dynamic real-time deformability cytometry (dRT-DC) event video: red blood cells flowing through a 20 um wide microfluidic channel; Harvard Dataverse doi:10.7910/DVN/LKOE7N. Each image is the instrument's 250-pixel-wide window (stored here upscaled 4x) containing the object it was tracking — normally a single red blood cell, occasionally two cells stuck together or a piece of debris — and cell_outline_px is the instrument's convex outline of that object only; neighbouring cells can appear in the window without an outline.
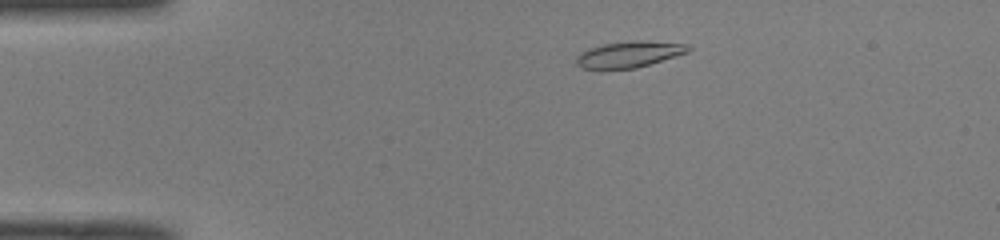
{"species": "common noctule bat (a hibernating species)", "species_latin": "Nyctalus noctula", "temperature_condition": "room temperature", "stored_images_in_passage": 45, "camera_frame_rate_fps": 3000, "um_per_image_px": 0.085, "animal": {"sex": "male", "body_mass_g": 19.0, "forearm_length_mm": 50.8}, "frame": {"image": 1, "passage_image": 5, "time_ms": 1.333, "image_size_px": [1000, 240], "cell_outline_px": [[692, 48], [688, 52], [676, 56], [636, 68], [580, 68], [576, 64], [576, 56], [580, 52], [588, 48], [604, 44], [636, 40], [640, 40], [688, 44]], "centroid_in_image_um": [53.48, 4.6], "position_along_channel_um": 31.5, "area_um2": 16.94}}
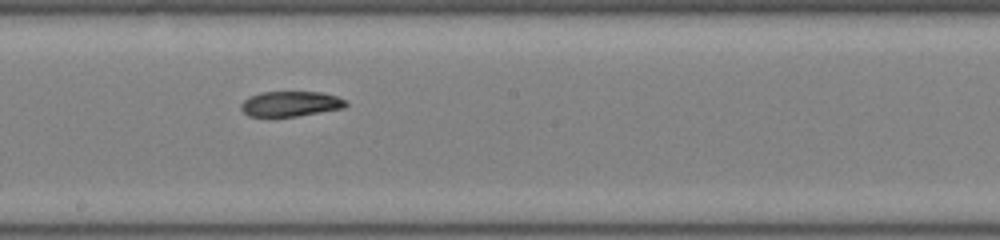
{"frame": {"image": 2, "passage_image": 23, "time_ms": 7.333, "image_size_px": [1000, 240], "cell_outline_px": [[348, 104], [344, 108], [296, 116], [248, 116], [240, 108], [240, 104], [248, 96], [260, 92], [324, 92], [348, 100]], "centroid_in_image_um": [24.71, 8.81], "position_along_channel_um": 223.5, "area_um2": 15.49}}
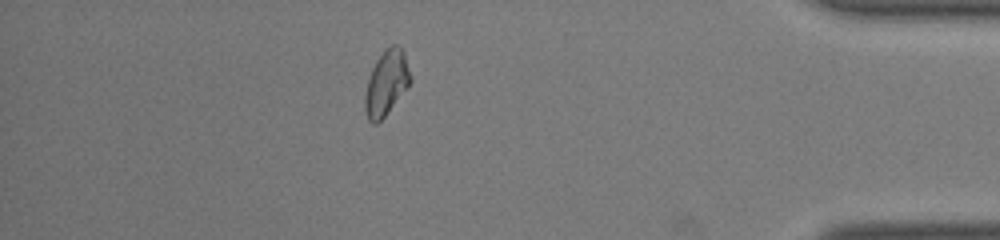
{"frame": {"image": 3, "passage_image": 39, "time_ms": 12.667, "image_size_px": [1000, 240], "cell_outline_px": [[412, 80], [384, 116], [376, 124], [372, 124], [368, 120], [364, 108], [364, 96], [368, 76], [376, 60], [392, 44], [396, 44], [404, 52], [412, 76]], "centroid_in_image_um": [32.82, 7.05], "position_along_channel_um": 402.4, "area_um2": 16.99}, "authors_computed_cell_mechanics": {"area_um2": 16.5886, "velocity_mm_per_s": 4.083, "shape_relaxation_time_tau1_ms": null, "shape_relaxation_time_tau2_ms": 3.6802, "deformation_change_tau1": null, "deformation_change_tau2": 0.0743}}